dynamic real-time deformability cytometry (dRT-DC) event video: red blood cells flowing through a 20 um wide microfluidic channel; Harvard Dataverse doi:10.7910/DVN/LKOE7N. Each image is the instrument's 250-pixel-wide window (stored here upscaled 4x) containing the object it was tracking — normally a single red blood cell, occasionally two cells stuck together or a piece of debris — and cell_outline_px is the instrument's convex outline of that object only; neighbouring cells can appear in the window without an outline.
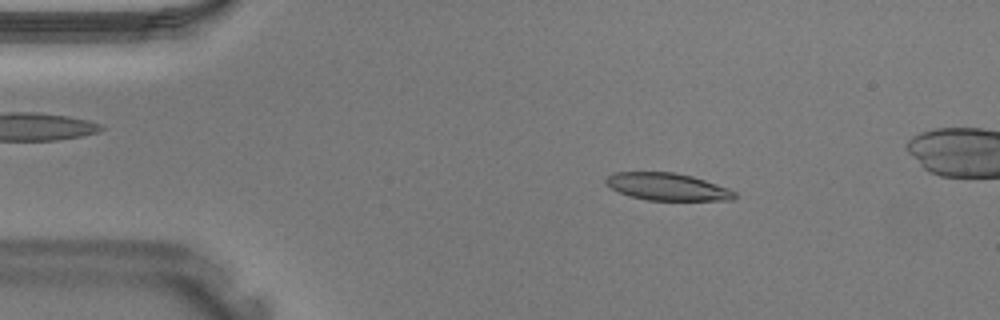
{"species": "Egyptian fruit bat (a non-hibernating species)", "species_latin": "Rousettus aegyptiacus", "temperature_condition": "warm", "stored_images_in_passage": 40, "camera_frame_rate_fps": 3000, "um_per_image_px": 0.085, "animal": {"sex": "male"}, "frame": {"image": 1, "passage_image": 6, "time_ms": 1.667, "image_size_px": [1000, 320], "cell_outline_px": [[736, 196], [732, 200], [648, 200], [632, 196], [620, 192], [612, 188], [604, 180], [608, 176], [616, 172], [676, 172], [692, 176], [728, 188], [736, 192]], "centroid_in_image_um": [56.75, 15.87], "position_along_channel_um": 28.3, "area_um2": 20.23}}
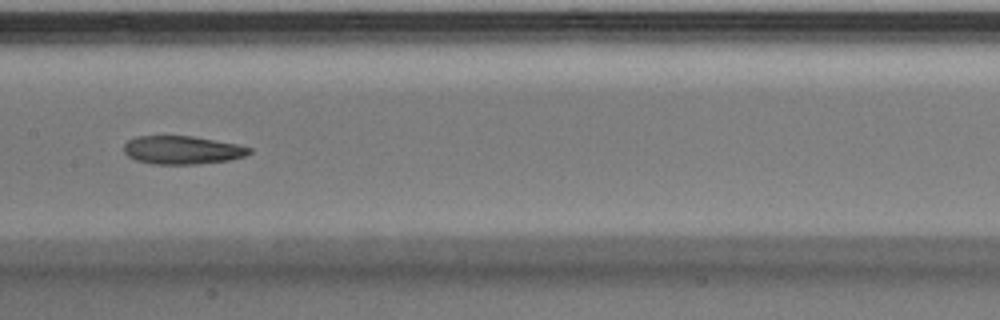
{"frame": {"image": 2, "passage_image": 19, "time_ms": 6.0, "image_size_px": [1000, 320], "cell_outline_px": [[252, 152], [244, 156], [228, 160], [196, 164], [152, 164], [136, 160], [128, 156], [124, 152], [124, 144], [128, 140], [136, 136], [192, 136], [236, 144], [252, 148]], "centroid_in_image_um": [15.47, 12.75], "position_along_channel_um": 191.9, "area_um2": 20.58}}
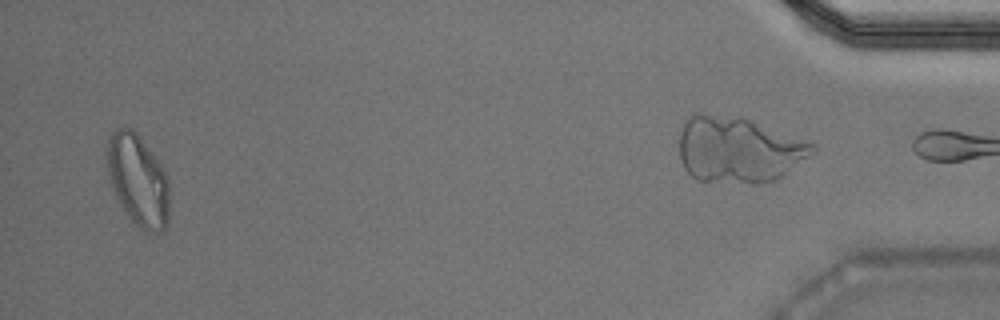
{"frame": {"image": 3, "passage_image": 38, "time_ms": 12.333, "image_size_px": [1000, 320], "cell_outline_px": [[168, 220], [164, 232], [148, 232], [140, 228], [128, 216], [120, 204], [108, 180], [104, 148], [112, 132], [116, 128], [132, 128], [136, 132], [160, 164], [168, 176]], "centroid_in_image_um": [11.69, 15.3], "position_along_channel_um": 423.5, "area_um2": 33.52}}